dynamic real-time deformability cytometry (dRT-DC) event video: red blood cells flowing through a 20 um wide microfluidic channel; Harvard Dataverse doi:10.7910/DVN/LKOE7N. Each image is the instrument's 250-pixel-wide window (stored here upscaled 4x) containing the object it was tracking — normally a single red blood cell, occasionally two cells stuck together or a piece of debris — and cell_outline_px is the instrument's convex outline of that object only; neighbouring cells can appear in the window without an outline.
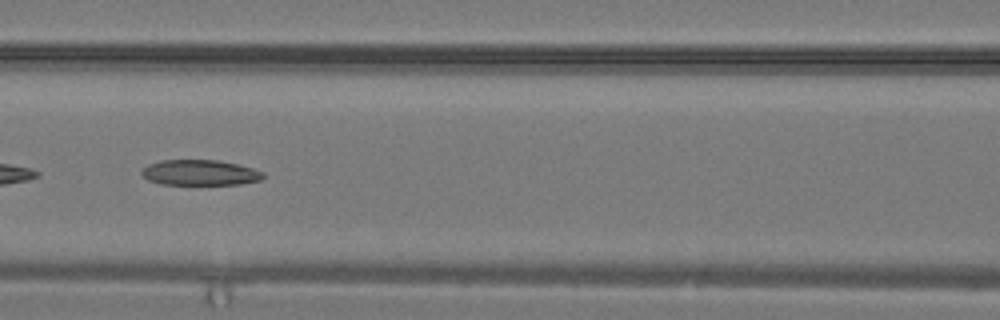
{"species": "common noctule bat (a hibernating species)", "species_latin": "Nyctalus noctula", "temperature_condition": "warm", "stored_images_in_passage": 30, "camera_frame_rate_fps": 3000, "um_per_image_px": 0.085, "animal": {"sex": "male", "body_mass_g": 19.2, "forearm_length_mm": 51.8}, "frame": {"image": 1, "passage_image": 13, "time_ms": 4.0, "image_size_px": [1000, 320], "cell_outline_px": [[264, 176], [260, 180], [240, 184], [160, 184], [148, 180], [140, 172], [148, 164], [160, 160], [216, 160], [236, 164], [252, 168], [264, 172]], "centroid_in_image_um": [16.98, 14.67], "position_along_channel_um": 149.6, "area_um2": 17.92}}